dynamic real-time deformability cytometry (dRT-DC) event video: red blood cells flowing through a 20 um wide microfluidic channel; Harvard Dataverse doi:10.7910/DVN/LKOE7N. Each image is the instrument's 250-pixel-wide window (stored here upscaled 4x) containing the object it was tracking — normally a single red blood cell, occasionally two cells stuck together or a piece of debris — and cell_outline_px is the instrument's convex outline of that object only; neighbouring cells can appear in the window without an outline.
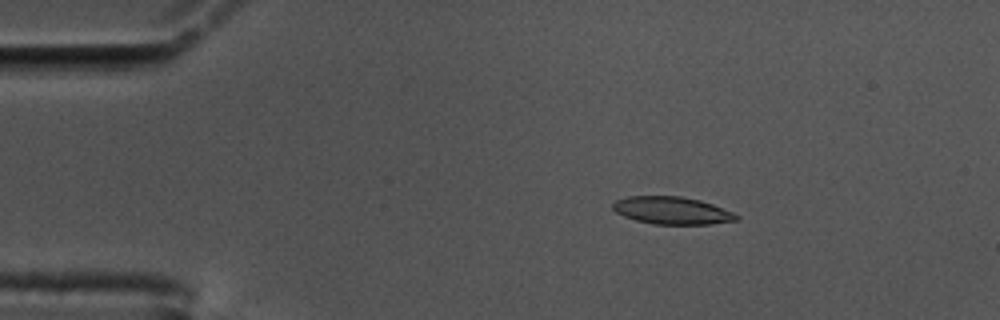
{"species": "common noctule bat (a hibernating species)", "species_latin": "Nyctalus noctula", "temperature_condition": "cold", "stored_images_in_passage": 49, "camera_frame_rate_fps": 3000, "um_per_image_px": 0.085, "animal": {"sex": "male", "body_mass_g": 17.5, "forearm_length_mm": 52.3}, "frame": {"image": 1, "passage_image": 1, "time_ms": 0.0, "image_size_px": [1000, 320], "cell_outline_px": [[740, 216], [736, 220], [708, 224], [652, 224], [636, 220], [624, 216], [616, 212], [612, 208], [612, 204], [616, 200], [628, 196], [680, 196], [700, 200], [712, 204], [732, 212]], "centroid_in_image_um": [57.09, 17.89], "position_along_channel_um": 27.9, "area_um2": 19.65}}
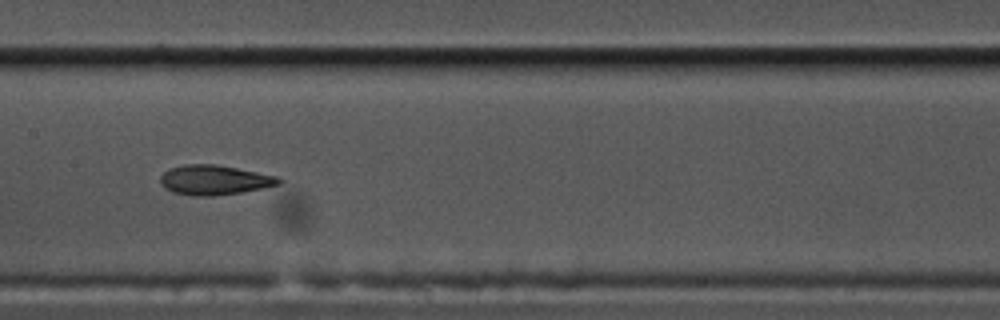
{"frame": {"image": 2, "passage_image": 20, "time_ms": 6.333, "image_size_px": [1000, 320], "cell_outline_px": [[284, 180], [280, 184], [240, 192], [212, 196], [192, 196], [176, 192], [164, 188], [160, 184], [160, 176], [164, 172], [172, 168], [184, 164], [216, 164], [276, 176]], "centroid_in_image_um": [18.2, 15.3], "position_along_channel_um": 189.2, "area_um2": 20.29}}
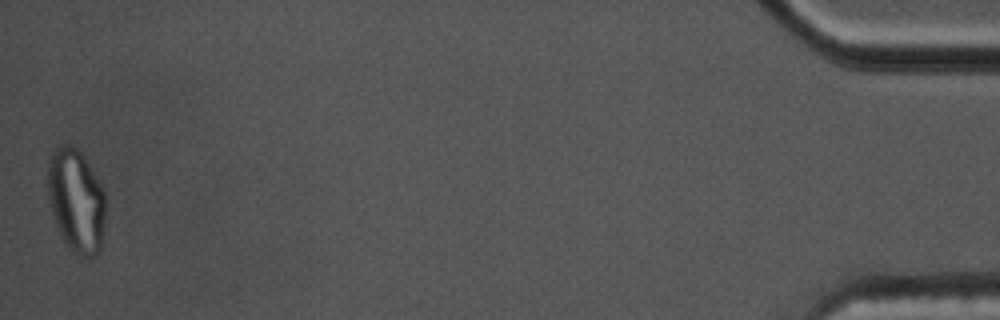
{"frame": {"image": 3, "passage_image": 49, "time_ms": 16.0, "image_size_px": [1000, 320], "cell_outline_px": [[104, 232], [100, 252], [96, 256], [76, 256], [68, 248], [56, 224], [52, 212], [48, 196], [48, 156], [60, 144], [72, 144], [84, 156], [100, 184], [104, 192]], "centroid_in_image_um": [6.47, 17.06], "position_along_channel_um": 428.7, "area_um2": 34.97}, "authors_computed_cell_mechanics": {"area_um2": 20.808, "velocity_mm_per_s": 3.4461, "shape_relaxation_time_tau1_ms": null, "shape_relaxation_time_tau2_ms": 2.2314, "deformation_change_tau1": null, "deformation_change_tau2": 0.0959}}